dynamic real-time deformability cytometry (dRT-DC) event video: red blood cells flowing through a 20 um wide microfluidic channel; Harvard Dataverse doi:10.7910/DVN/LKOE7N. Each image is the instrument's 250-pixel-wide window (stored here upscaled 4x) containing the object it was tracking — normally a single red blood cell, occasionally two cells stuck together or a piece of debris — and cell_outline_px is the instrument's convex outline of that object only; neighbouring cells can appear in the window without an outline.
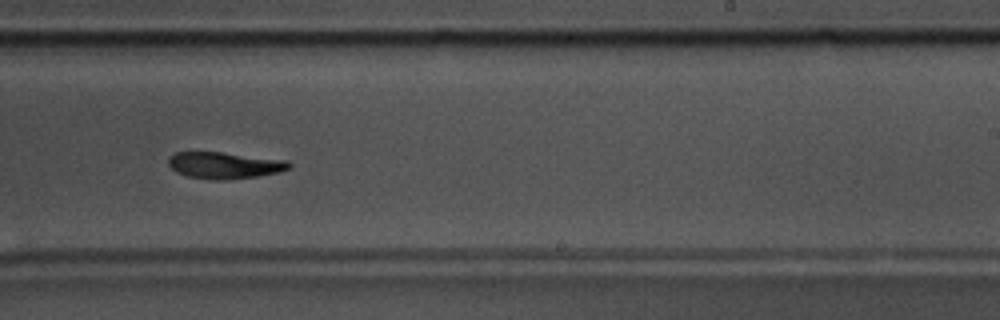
{"species": "common noctule bat (a hibernating species)", "species_latin": "Nyctalus noctula", "temperature_condition": "warm", "stored_images_in_passage": 40, "camera_frame_rate_fps": 3000, "um_per_image_px": 0.085, "animal": {"sex": "male", "body_mass_g": 17.5, "forearm_length_mm": 52.3}, "frame": {"image": 1, "passage_image": 18, "time_ms": 5.667, "image_size_px": [1000, 320], "cell_outline_px": [[288, 168], [276, 172], [252, 176], [192, 176], [180, 172], [172, 168], [168, 160], [176, 152], [220, 152], [288, 164]], "centroid_in_image_um": [18.88, 14.0], "position_along_channel_um": 270.1, "area_um2": 15.9}, "authors_computed_cell_mechanics": {"area_um2": 17.1377, "velocity_mm_per_s": 3.5639, "shape_relaxation_time_tau1_ms": 6.8887, "shape_relaxation_time_tau2_ms": null, "deformation_change_tau1": 0.1818, "deformation_change_tau2": null}}